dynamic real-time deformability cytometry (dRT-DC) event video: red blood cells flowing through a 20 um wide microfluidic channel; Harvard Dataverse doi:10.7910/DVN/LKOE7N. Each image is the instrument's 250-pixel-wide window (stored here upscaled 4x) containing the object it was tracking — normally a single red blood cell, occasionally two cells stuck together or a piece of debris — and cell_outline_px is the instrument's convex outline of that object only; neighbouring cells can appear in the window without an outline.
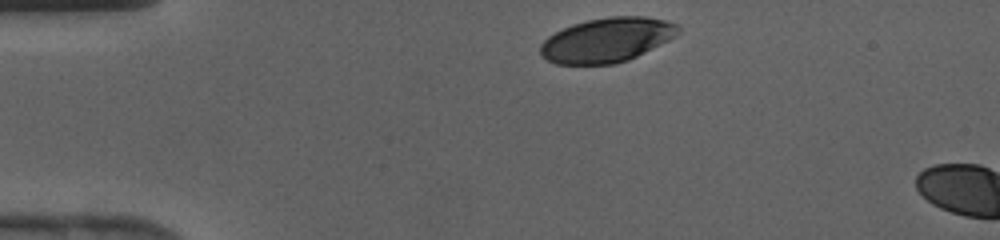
{"species": "human", "species_latin": "Homo sapiens", "temperature_condition": "cold", "stored_images_in_passage": 6, "camera_frame_rate_fps": 3000, "um_per_image_px": 0.085, "donor": {"sex": "female"}, "frame": {"image": 1, "passage_image": 1, "time_ms": 0.0, "image_size_px": [1000, 240], "cell_outline_px": [[680, 32], [676, 36], [628, 60], [616, 64], [556, 64], [540, 56], [540, 44], [548, 36], [572, 24], [588, 20], [608, 16], [644, 16], [664, 20], [676, 24], [680, 28]], "centroid_in_image_um": [51.56, 3.4], "position_along_channel_um": 33.4, "area_um2": 35.6}}